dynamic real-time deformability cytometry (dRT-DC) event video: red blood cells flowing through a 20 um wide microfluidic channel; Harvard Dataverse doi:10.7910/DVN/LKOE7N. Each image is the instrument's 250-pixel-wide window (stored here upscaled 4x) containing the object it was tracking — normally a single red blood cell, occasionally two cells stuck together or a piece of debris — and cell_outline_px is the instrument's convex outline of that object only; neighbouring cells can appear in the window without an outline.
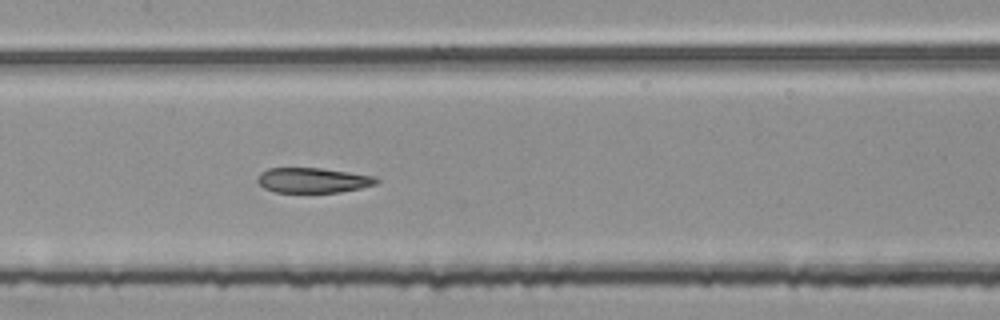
{"species": "common noctule bat (a hibernating species)", "species_latin": "Nyctalus noctula", "temperature_condition": "room temperature", "stored_images_in_passage": 52, "segment_of_instrument_passage": [2, 2], "camera_frame_rate_fps": 3000, "um_per_image_px": 0.085, "animal": {"sex": "female", "body_mass_g": 25.1}, "frame": {"image": 1, "passage_image": 26, "time_ms": 8.333, "image_size_px": [1000, 320], "cell_outline_px": [[380, 180], [376, 184], [360, 188], [340, 192], [276, 192], [264, 188], [256, 180], [256, 176], [260, 172], [268, 168], [320, 168], [376, 176]], "centroid_in_image_um": [26.58, 15.32], "position_along_channel_um": 180.8, "area_um2": 17.4}}
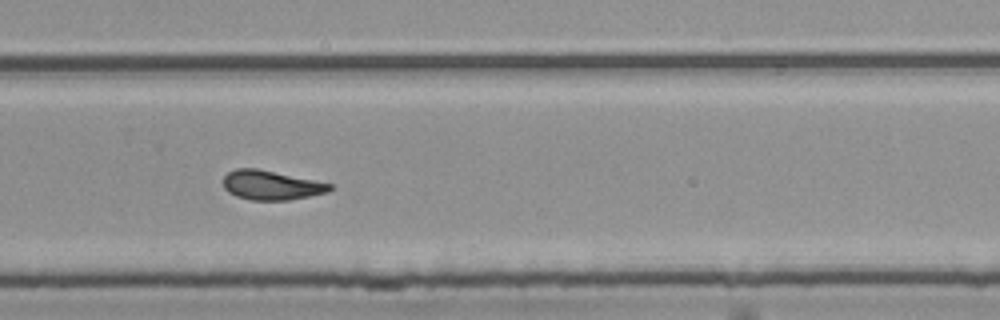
{"frame": {"image": 2, "passage_image": 36, "time_ms": 11.667, "image_size_px": [1000, 320], "cell_outline_px": [[332, 188], [328, 192], [288, 200], [248, 200], [236, 196], [228, 192], [224, 188], [224, 176], [228, 172], [236, 168], [256, 168], [332, 184]], "centroid_in_image_um": [23.01, 15.74], "position_along_channel_um": 306.8, "area_um2": 18.03}}
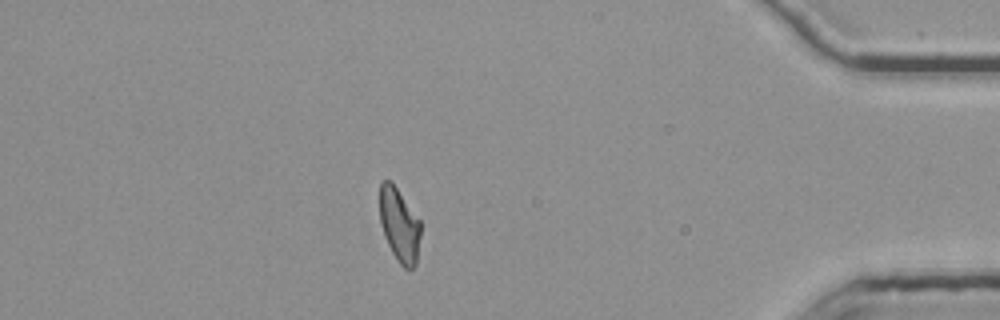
{"frame": {"image": 3, "passage_image": 47, "time_ms": 15.333, "image_size_px": [1000, 320], "cell_outline_px": [[420, 236], [416, 264], [412, 268], [404, 268], [400, 264], [392, 252], [384, 236], [380, 220], [380, 184], [384, 180], [392, 180], [420, 220]], "centroid_in_image_um": [33.94, 19.09], "position_along_channel_um": 401.3, "area_um2": 17.57}}